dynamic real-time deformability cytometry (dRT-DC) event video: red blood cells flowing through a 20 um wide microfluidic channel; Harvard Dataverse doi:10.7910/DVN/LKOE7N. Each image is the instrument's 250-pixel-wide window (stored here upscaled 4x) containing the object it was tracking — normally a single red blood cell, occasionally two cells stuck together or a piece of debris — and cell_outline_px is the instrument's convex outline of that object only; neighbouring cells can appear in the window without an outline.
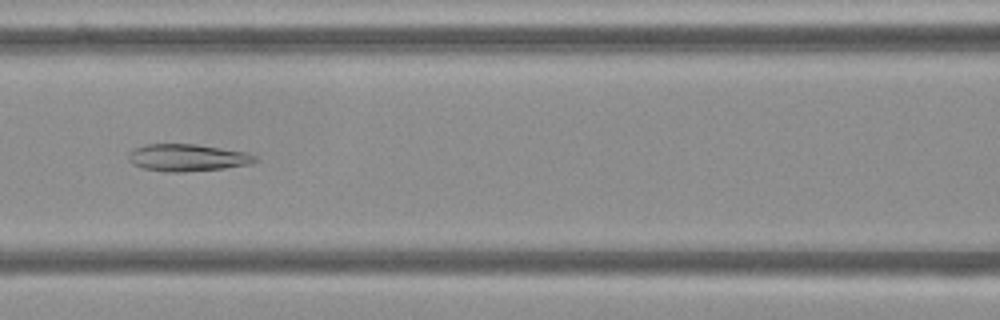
{"species": "Egyptian fruit bat (a non-hibernating species)", "species_latin": "Rousettus aegyptiacus", "temperature_condition": "cold", "stored_images_in_passage": 55, "camera_frame_rate_fps": 3000, "um_per_image_px": 0.085, "frame": {"image": 1, "passage_image": 24, "time_ms": 7.667, "image_size_px": [1000, 320], "cell_outline_px": [[256, 160], [252, 164], [224, 168], [184, 172], [164, 172], [140, 168], [132, 164], [128, 160], [128, 152], [132, 148], [144, 144], [196, 144], [248, 152], [256, 156]], "centroid_in_image_um": [15.88, 13.4], "position_along_channel_um": 150.7, "area_um2": 20.4}}
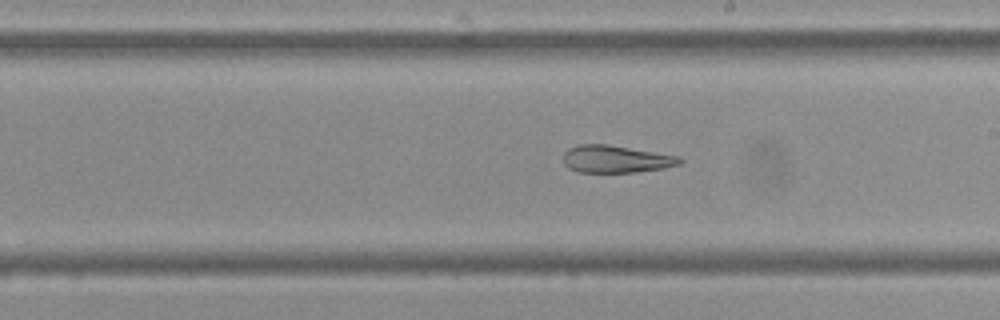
{"frame": {"image": 2, "passage_image": 31, "time_ms": 10.0, "image_size_px": [1000, 320], "cell_outline_px": [[684, 160], [680, 164], [664, 168], [636, 172], [576, 172], [568, 168], [564, 164], [564, 152], [568, 148], [576, 144], [604, 144], [680, 156]], "centroid_in_image_um": [52.33, 13.52], "position_along_channel_um": 236.7, "area_um2": 18.61}}
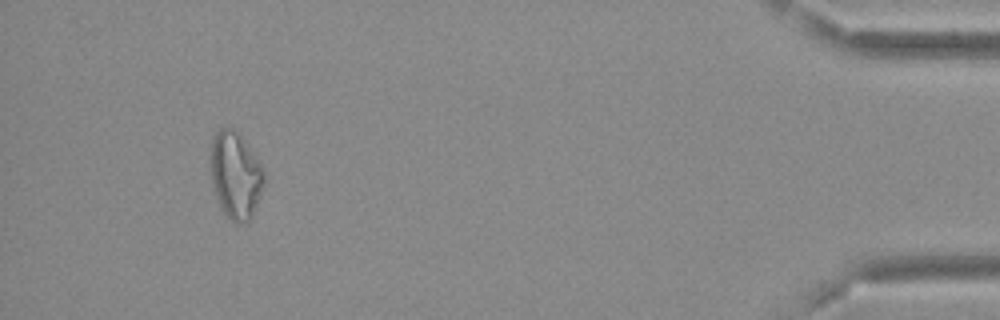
{"frame": {"image": 3, "passage_image": 51, "time_ms": 16.667, "image_size_px": [1000, 320], "cell_outline_px": [[264, 184], [260, 196], [252, 216], [248, 220], [240, 224], [236, 224], [224, 212], [212, 188], [212, 140], [216, 132], [220, 128], [236, 128], [260, 164], [264, 176]], "centroid_in_image_um": [20.03, 14.89], "position_along_channel_um": 415.2, "area_um2": 26.53}, "authors_computed_cell_mechanics": {"area_um2": 23.8714, "velocity_mm_per_s": 3.6927, "shape_relaxation_time_tau1_ms": null, "shape_relaxation_time_tau2_ms": 4.4556, "deformation_change_tau1": null, "deformation_change_tau2": 0.1147}}